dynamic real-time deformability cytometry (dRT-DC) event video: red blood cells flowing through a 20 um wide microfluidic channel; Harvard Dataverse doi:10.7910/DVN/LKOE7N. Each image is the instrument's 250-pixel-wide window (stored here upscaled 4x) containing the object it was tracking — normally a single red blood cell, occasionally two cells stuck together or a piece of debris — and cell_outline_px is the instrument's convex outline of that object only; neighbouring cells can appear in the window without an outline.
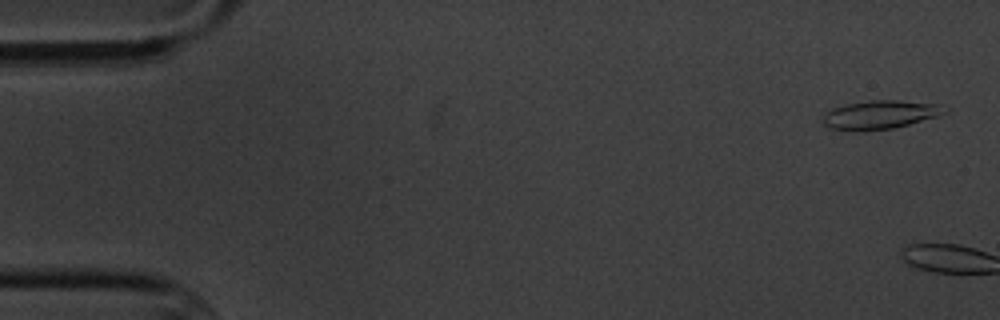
{"species": "common noctule bat (a hibernating species)", "species_latin": "Nyctalus noctula", "temperature_condition": "cold", "stored_images_in_passage": 6, "camera_frame_rate_fps": 3000, "um_per_image_px": 0.085, "animal": {"sex": "male", "body_mass_g": 20.1, "forearm_length_mm": 53.5}, "frame": {"image": 1, "passage_image": 1, "time_ms": 0.0, "image_size_px": [1000, 320], "cell_outline_px": [[948, 112], [940, 116], [892, 128], [860, 132], [828, 128], [820, 120], [832, 108], [848, 104], [872, 100], [900, 100], [940, 104], [948, 108]], "centroid_in_image_um": [74.84, 9.76], "position_along_channel_um": 10.2, "area_um2": 20.52}}
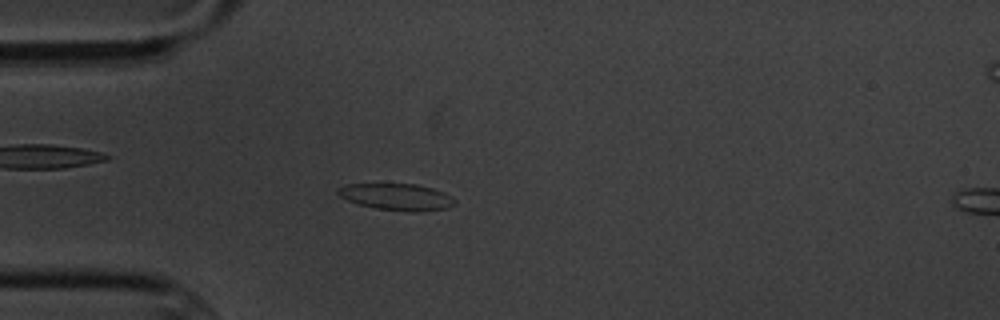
{"frame": {"image": 2, "passage_image": 5, "time_ms": 5.667, "image_size_px": [1000, 320], "cell_outline_px": [[456, 204], [448, 208], [412, 212], [376, 208], [360, 204], [348, 200], [340, 196], [336, 192], [336, 188], [344, 184], [416, 184], [432, 188], [444, 192], [452, 196], [456, 200]], "centroid_in_image_um": [33.74, 16.72], "position_along_channel_um": 51.3, "area_um2": 18.15}}